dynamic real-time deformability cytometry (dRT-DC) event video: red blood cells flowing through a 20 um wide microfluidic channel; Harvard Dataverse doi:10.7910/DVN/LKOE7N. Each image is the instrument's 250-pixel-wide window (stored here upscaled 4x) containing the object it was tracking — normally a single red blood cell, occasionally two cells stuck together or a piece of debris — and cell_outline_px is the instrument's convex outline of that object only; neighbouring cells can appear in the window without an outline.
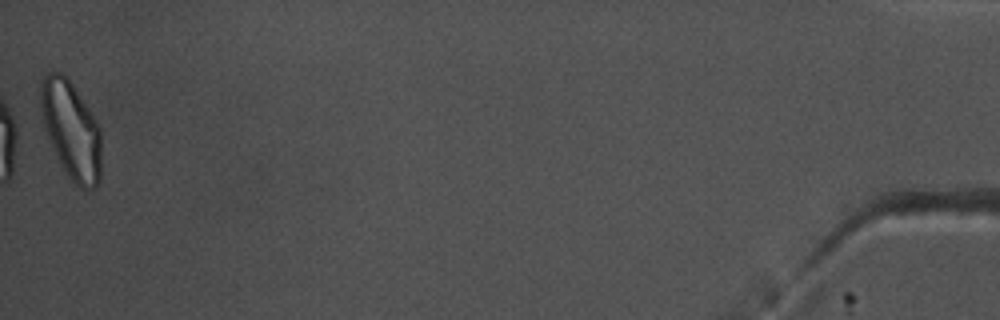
{"species": "common noctule bat (a hibernating species)", "species_latin": "Nyctalus noctula", "temperature_condition": "warm", "stored_images_in_passage": 39, "camera_frame_rate_fps": 3000, "um_per_image_px": 0.085, "animal": {"sex": "male", "body_mass_g": 17.5, "forearm_length_mm": 52.3}, "frame": {"image": 1, "passage_image": 39, "time_ms": 12.667, "image_size_px": [1000, 320], "cell_outline_px": [[100, 180], [92, 188], [84, 192], [64, 172], [44, 128], [40, 112], [40, 80], [52, 68], [60, 72], [72, 84], [92, 112], [100, 128]], "centroid_in_image_um": [6.02, 11.02], "position_along_channel_um": 429.2, "area_um2": 34.74}, "authors_computed_cell_mechanics": {"area_um2": 23.1778, "velocity_mm_per_s": 3.7342, "shape_relaxation_time_tau1_ms": 11.1948, "shape_relaxation_time_tau2_ms": 2.8315, "deformation_change_tau1": 0.2185, "deformation_change_tau2": 0.1111}}